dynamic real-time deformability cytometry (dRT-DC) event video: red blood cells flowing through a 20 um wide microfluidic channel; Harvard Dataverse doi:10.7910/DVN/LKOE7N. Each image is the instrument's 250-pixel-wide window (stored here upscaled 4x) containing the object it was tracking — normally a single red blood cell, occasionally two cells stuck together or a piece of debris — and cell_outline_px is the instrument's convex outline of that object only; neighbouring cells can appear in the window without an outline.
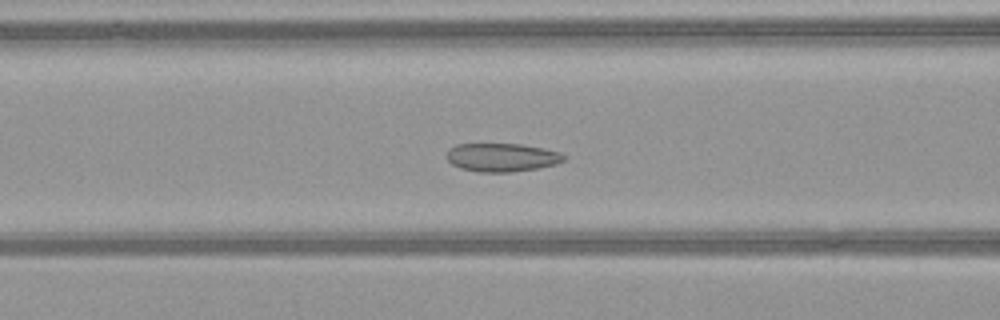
{"species": "common noctule bat (a hibernating species)", "species_latin": "Nyctalus noctula", "temperature_condition": "warm", "stored_images_in_passage": 52, "camera_frame_rate_fps": 3000, "um_per_image_px": 0.085, "animal": {"sex": "female", "body_mass_g": 21.9}, "frame": {"image": 1, "passage_image": 22, "time_ms": 7.0, "image_size_px": [1000, 320], "cell_outline_px": [[568, 156], [564, 160], [556, 164], [536, 168], [508, 172], [480, 172], [460, 168], [452, 164], [448, 160], [448, 148], [456, 144], [520, 144], [560, 152]], "centroid_in_image_um": [42.66, 13.37], "position_along_channel_um": 123.9, "area_um2": 19.25}}
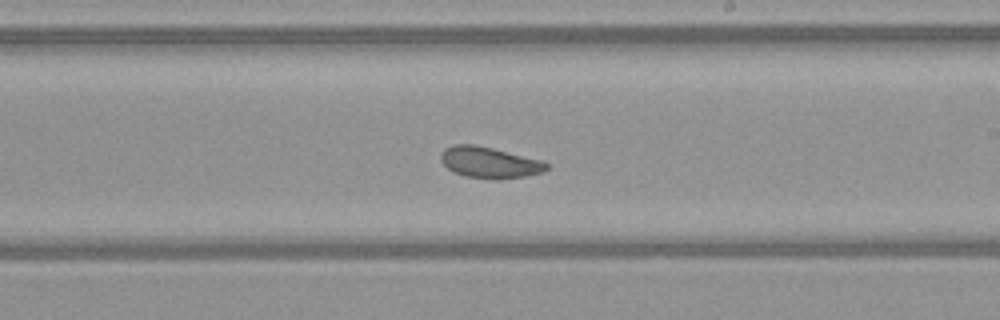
{"frame": {"image": 2, "passage_image": 31, "time_ms": 10.0, "image_size_px": [1000, 320], "cell_outline_px": [[552, 164], [544, 172], [524, 176], [496, 180], [464, 176], [452, 172], [440, 160], [440, 156], [444, 148], [452, 144], [472, 144], [492, 148], [540, 160]], "centroid_in_image_um": [41.59, 13.82], "position_along_channel_um": 247.4, "area_um2": 19.31}}
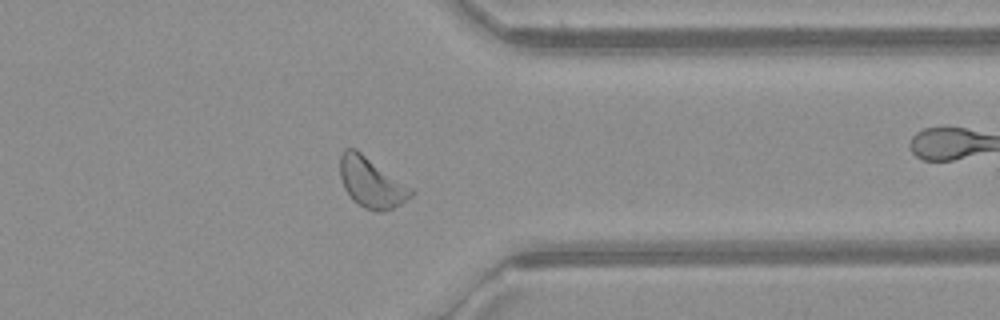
{"frame": {"image": 3, "passage_image": 41, "time_ms": 13.333, "image_size_px": [1000, 320], "cell_outline_px": [[416, 192], [412, 196], [400, 204], [392, 208], [380, 212], [372, 212], [364, 208], [352, 200], [344, 188], [340, 176], [340, 156], [344, 148], [356, 148], [416, 188]], "centroid_in_image_um": [31.62, 15.5], "position_along_channel_um": 379.8, "area_um2": 21.56}, "authors_computed_cell_mechanics": {"area_um2": 21.3571, "velocity_mm_per_s": 4.1184, "shape_relaxation_time_tau1_ms": null, "shape_relaxation_time_tau2_ms": 3.5155, "deformation_change_tau1": null, "deformation_change_tau2": 0.0854}}